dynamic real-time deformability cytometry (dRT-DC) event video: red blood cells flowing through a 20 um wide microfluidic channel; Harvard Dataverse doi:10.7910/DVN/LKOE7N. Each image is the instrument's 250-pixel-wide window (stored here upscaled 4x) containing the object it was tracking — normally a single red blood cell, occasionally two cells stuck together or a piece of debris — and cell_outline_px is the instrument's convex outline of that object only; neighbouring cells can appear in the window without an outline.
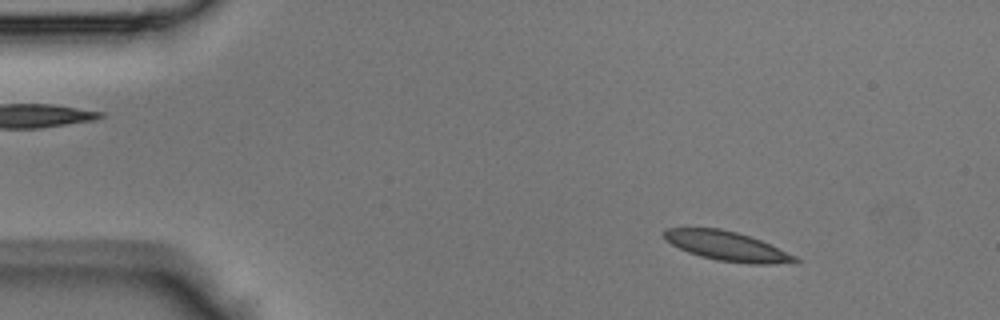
{"species": "Egyptian fruit bat (a non-hibernating species)", "species_latin": "Rousettus aegyptiacus", "temperature_condition": "room temperature", "stored_images_in_passage": 43, "camera_frame_rate_fps": 3000, "um_per_image_px": 0.085, "animal": {"sex": "male"}, "frame": {"image": 1, "passage_image": 5, "time_ms": 1.333, "image_size_px": [1000, 320], "cell_outline_px": [[800, 260], [796, 264], [748, 264], [716, 260], [700, 256], [688, 252], [664, 240], [664, 228], [720, 228], [736, 232], [760, 240], [796, 256]], "centroid_in_image_um": [61.82, 20.94], "position_along_channel_um": 23.2, "area_um2": 22.48}}
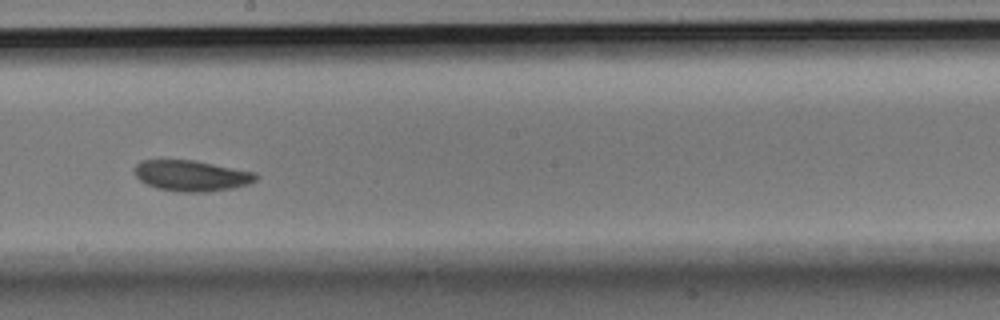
{"frame": {"image": 2, "passage_image": 24, "time_ms": 7.667, "image_size_px": [1000, 320], "cell_outline_px": [[260, 176], [256, 180], [248, 184], [232, 188], [208, 192], [176, 192], [156, 188], [140, 180], [136, 176], [136, 164], [140, 160], [196, 160], [256, 172]], "centroid_in_image_um": [16.32, 14.93], "position_along_channel_um": 231.9, "area_um2": 21.96}}
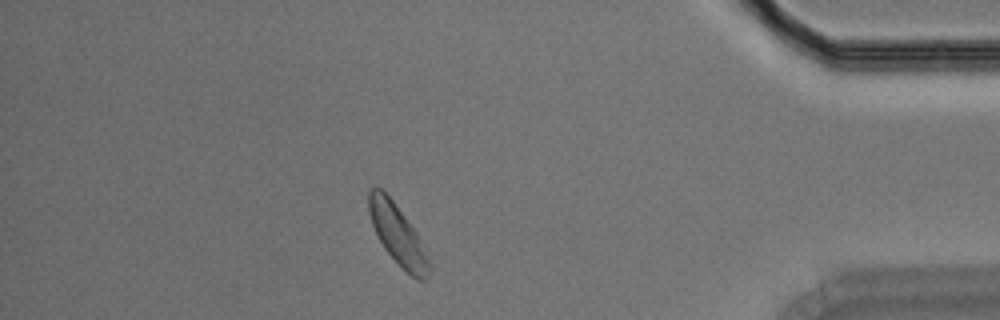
{"frame": {"image": 3, "passage_image": 38, "time_ms": 12.333, "image_size_px": [1000, 320], "cell_outline_px": [[432, 276], [424, 280], [416, 280], [384, 248], [372, 224], [368, 212], [368, 192], [376, 184], [392, 200], [416, 232], [432, 264]], "centroid_in_image_um": [33.84, 19.98], "position_along_channel_um": 401.4, "area_um2": 20.87}}